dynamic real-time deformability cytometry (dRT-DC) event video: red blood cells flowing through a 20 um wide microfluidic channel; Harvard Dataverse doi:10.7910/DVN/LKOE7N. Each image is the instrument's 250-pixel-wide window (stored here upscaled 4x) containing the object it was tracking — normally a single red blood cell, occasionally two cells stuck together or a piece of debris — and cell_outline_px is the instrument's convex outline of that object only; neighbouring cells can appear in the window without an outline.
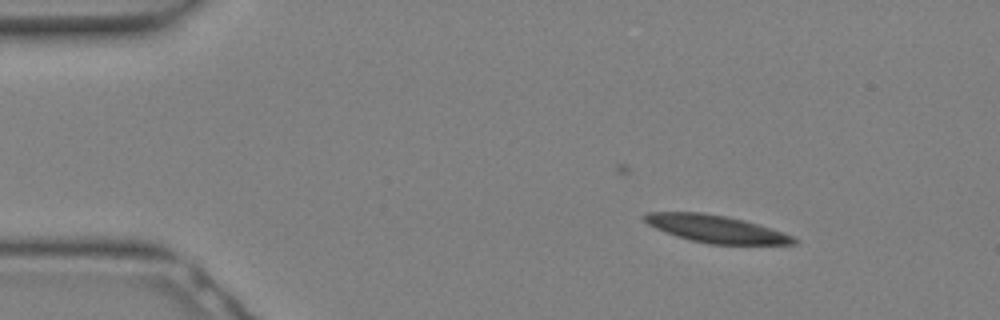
{"species": "Egyptian fruit bat (a non-hibernating species)", "species_latin": "Rousettus aegyptiacus", "temperature_condition": "warm", "stored_images_in_passage": 8, "camera_frame_rate_fps": 3000, "um_per_image_px": 0.085, "animal": {"sex": "female"}, "frame": {"image": 1, "passage_image": 1, "time_ms": 0.0, "image_size_px": [1000, 320], "cell_outline_px": [[800, 240], [796, 244], [708, 244], [676, 236], [656, 228], [648, 224], [644, 220], [644, 212], [700, 212], [724, 216], [744, 220], [792, 236]], "centroid_in_image_um": [60.83, 19.46], "position_along_channel_um": 24.2, "area_um2": 23.41}}
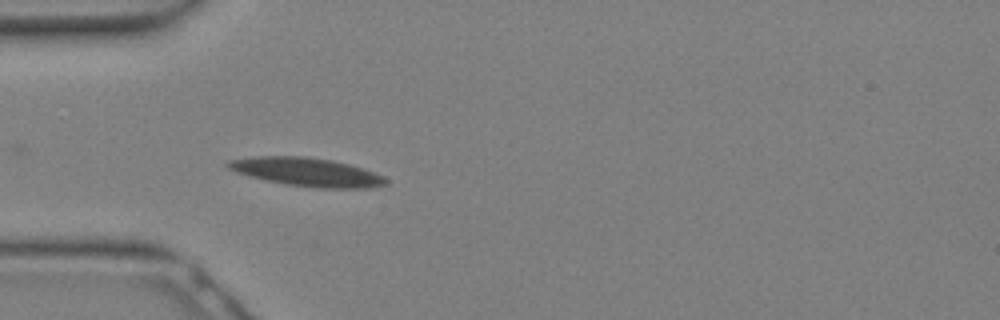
{"frame": {"image": 2, "passage_image": 6, "time_ms": 1.667, "image_size_px": [1000, 320], "cell_outline_px": [[388, 184], [368, 188], [316, 188], [284, 184], [264, 180], [248, 176], [236, 172], [228, 168], [224, 164], [228, 160], [252, 156], [304, 156], [332, 160], [348, 164], [384, 176], [388, 180]], "centroid_in_image_um": [26.03, 14.62], "position_along_channel_um": 59.0, "area_um2": 26.36}}
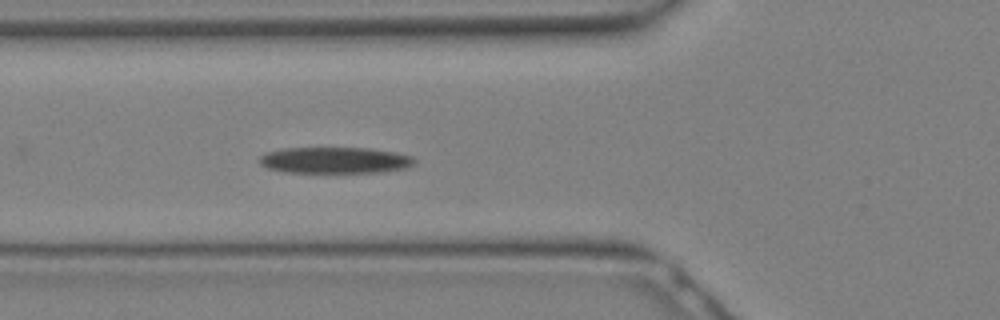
{"frame": {"image": 3, "passage_image": 8, "time_ms": 2.333, "image_size_px": [1000, 320], "cell_outline_px": [[416, 160], [412, 164], [404, 168], [380, 172], [288, 172], [268, 168], [260, 164], [260, 156], [264, 152], [280, 148], [372, 148], [396, 152], [412, 156]], "centroid_in_image_um": [28.45, 13.6], "position_along_channel_um": 97.4, "area_um2": 23.7}}